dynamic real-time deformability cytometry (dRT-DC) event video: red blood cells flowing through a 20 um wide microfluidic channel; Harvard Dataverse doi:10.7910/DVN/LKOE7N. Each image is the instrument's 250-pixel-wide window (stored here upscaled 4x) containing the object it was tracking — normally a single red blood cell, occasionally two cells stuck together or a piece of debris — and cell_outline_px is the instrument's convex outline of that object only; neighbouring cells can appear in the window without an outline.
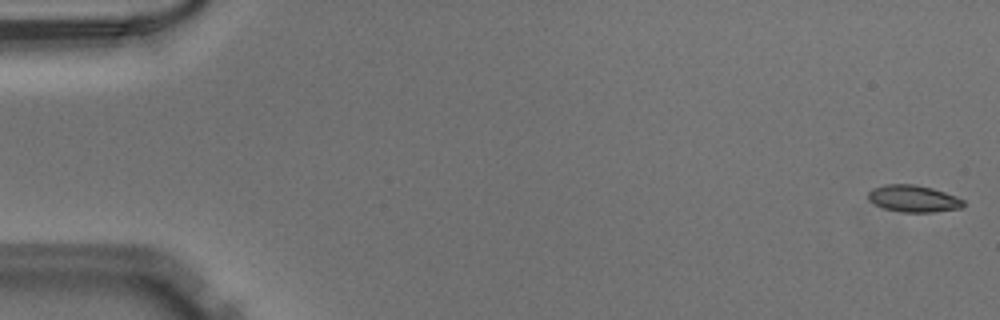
{"species": "Egyptian fruit bat (a non-hibernating species)", "species_latin": "Rousettus aegyptiacus", "temperature_condition": "warm", "stored_images_in_passage": 51, "camera_frame_rate_fps": 3000, "um_per_image_px": 0.085, "animal": {"sex": "male"}, "frame": {"image": 1, "passage_image": 1, "time_ms": 0.0, "image_size_px": [1000, 320], "cell_outline_px": [[964, 208], [932, 212], [904, 212], [884, 208], [868, 200], [868, 192], [872, 188], [884, 184], [912, 184], [932, 188], [956, 196], [964, 200]], "centroid_in_image_um": [77.65, 16.88], "position_along_channel_um": 7.3, "area_um2": 14.91}}
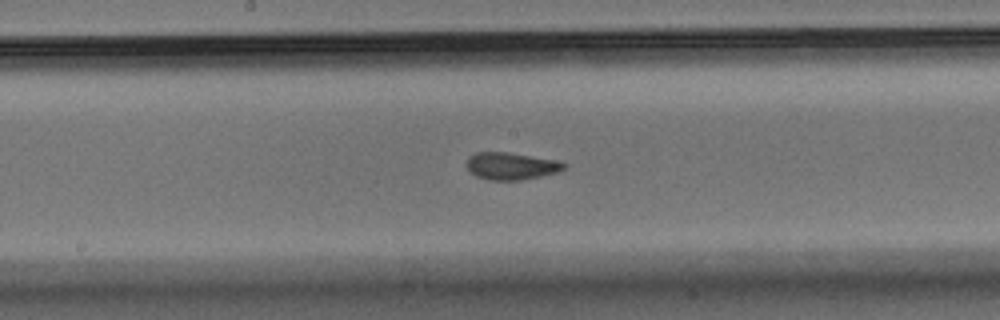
{"frame": {"image": 2, "passage_image": 27, "time_ms": 8.667, "image_size_px": [1000, 320], "cell_outline_px": [[568, 164], [564, 168], [556, 172], [540, 176], [520, 180], [492, 180], [476, 176], [468, 168], [468, 156], [476, 152], [504, 152], [556, 160]], "centroid_in_image_um": [43.45, 14.11], "position_along_channel_um": 204.8, "area_um2": 15.09}}
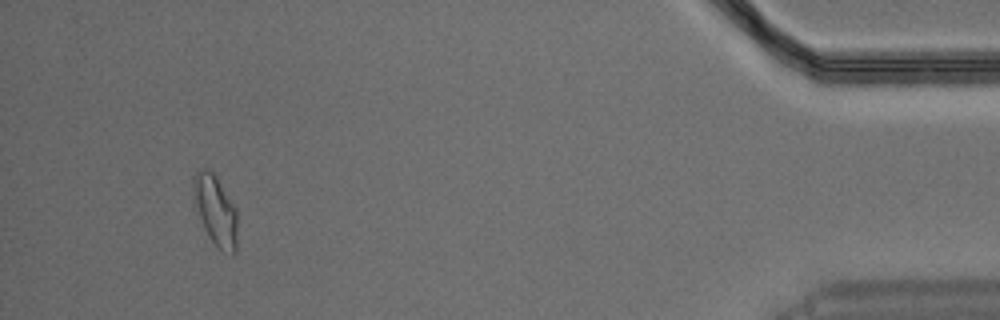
{"frame": {"image": 3, "passage_image": 48, "time_ms": 15.667, "image_size_px": [1000, 320], "cell_outline_px": [[236, 252], [232, 256], [216, 248], [204, 228], [196, 204], [192, 188], [192, 180], [196, 172], [204, 168], [208, 168], [216, 176], [236, 208]], "centroid_in_image_um": [18.33, 17.9], "position_along_channel_um": 416.9, "area_um2": 17.8}}